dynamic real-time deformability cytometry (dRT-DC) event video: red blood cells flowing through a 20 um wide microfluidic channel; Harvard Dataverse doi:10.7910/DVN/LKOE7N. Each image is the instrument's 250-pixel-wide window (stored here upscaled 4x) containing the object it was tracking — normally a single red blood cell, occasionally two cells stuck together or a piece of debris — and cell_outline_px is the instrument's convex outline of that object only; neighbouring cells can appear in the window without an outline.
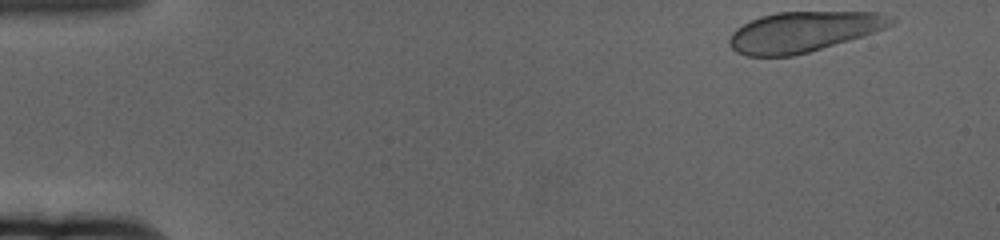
{"species": "human", "species_latin": "Homo sapiens", "temperature_condition": "cold", "stored_images_in_passage": 56, "camera_frame_rate_fps": 3000, "um_per_image_px": 0.085, "donor": {"sex": "female"}, "frame": {"image": 1, "passage_image": 1, "time_ms": 0.0, "image_size_px": [1000, 240], "cell_outline_px": [[896, 20], [892, 24], [884, 28], [848, 40], [808, 52], [792, 56], [748, 56], [736, 52], [728, 44], [728, 40], [732, 32], [736, 28], [760, 16], [776, 12], [880, 12], [896, 16]], "centroid_in_image_um": [68.27, 2.69], "position_along_channel_um": 16.7, "area_um2": 37.8}}
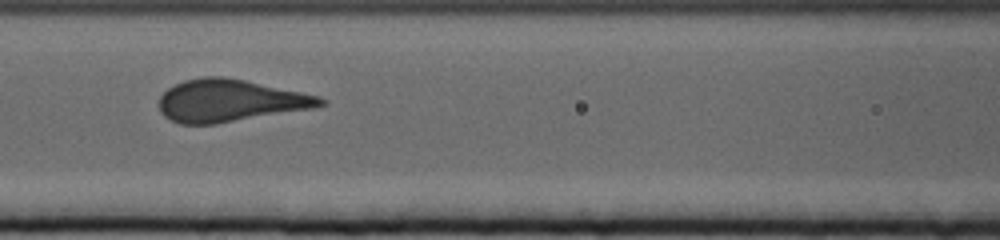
{"frame": {"image": 2, "passage_image": 23, "time_ms": 7.333, "image_size_px": [1000, 240], "cell_outline_px": [[328, 104], [316, 108], [216, 124], [180, 124], [164, 116], [160, 112], [160, 96], [168, 88], [184, 80], [204, 76], [220, 76], [244, 80], [320, 96], [328, 100]], "centroid_in_image_um": [19.59, 8.56], "position_along_channel_um": 147.0, "area_um2": 39.82}}
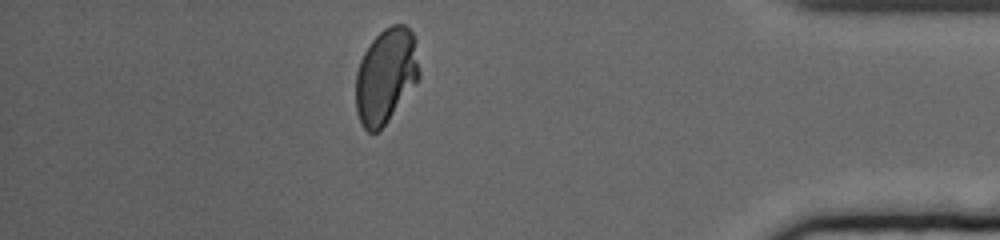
{"frame": {"image": 3, "passage_image": 49, "time_ms": 16.0, "image_size_px": [1000, 240], "cell_outline_px": [[420, 76], [416, 84], [388, 120], [376, 132], [368, 132], [364, 128], [356, 112], [356, 72], [360, 60], [364, 52], [372, 40], [384, 28], [392, 24], [404, 24], [412, 32], [416, 40], [420, 72]], "centroid_in_image_um": [32.81, 6.41], "position_along_channel_um": 402.4, "area_um2": 35.2}, "authors_computed_cell_mechanics": {"area_um2": 38.7549, "velocity_mm_per_s": 3.3651, "shape_relaxation_time_tau1_ms": 5.3631, "shape_relaxation_time_tau2_ms": null, "deformation_change_tau1": 0.1409, "deformation_change_tau2": null}}